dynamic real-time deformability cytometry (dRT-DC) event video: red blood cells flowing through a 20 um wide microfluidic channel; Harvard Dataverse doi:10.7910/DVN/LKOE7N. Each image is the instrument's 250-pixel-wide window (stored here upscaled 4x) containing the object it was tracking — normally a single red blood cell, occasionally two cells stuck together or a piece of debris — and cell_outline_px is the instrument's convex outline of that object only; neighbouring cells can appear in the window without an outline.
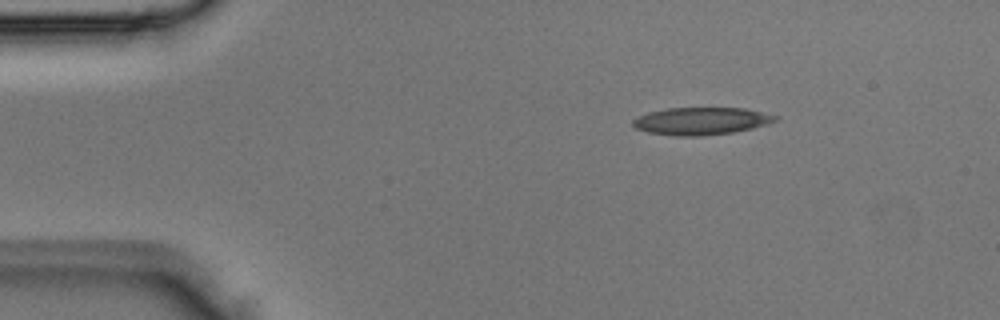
{"species": "Egyptian fruit bat (a non-hibernating species)", "species_latin": "Rousettus aegyptiacus", "temperature_condition": "room temperature", "stored_images_in_passage": 3, "camera_frame_rate_fps": 3000, "um_per_image_px": 0.085, "animal": {"sex": "male"}, "frame": {"image": 1, "passage_image": 1, "time_ms": 0.0, "image_size_px": [1000, 320], "cell_outline_px": [[780, 116], [776, 120], [768, 124], [752, 128], [732, 132], [700, 136], [676, 136], [648, 132], [636, 128], [632, 124], [632, 120], [648, 112], [668, 108], [744, 108]], "centroid_in_image_um": [59.61, 10.28], "position_along_channel_um": 25.4, "area_um2": 22.66}}